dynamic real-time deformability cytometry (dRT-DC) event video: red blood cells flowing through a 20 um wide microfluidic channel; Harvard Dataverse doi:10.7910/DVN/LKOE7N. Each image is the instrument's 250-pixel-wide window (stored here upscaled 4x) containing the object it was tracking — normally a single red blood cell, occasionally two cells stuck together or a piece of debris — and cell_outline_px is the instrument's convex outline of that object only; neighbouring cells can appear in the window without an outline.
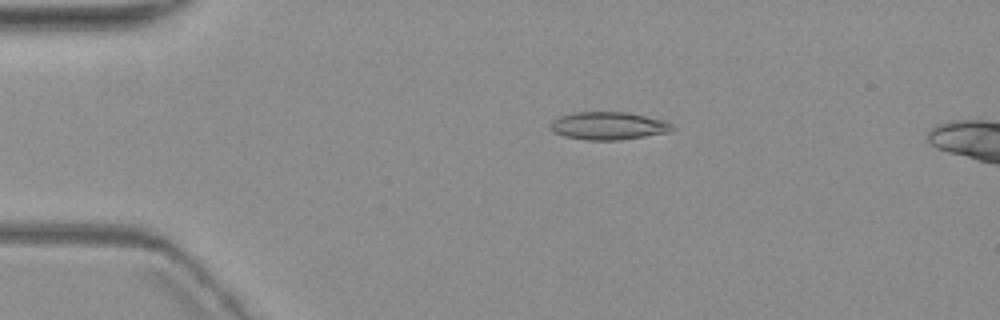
{"species": "common noctule bat (a hibernating species)", "species_latin": "Nyctalus noctula", "temperature_condition": "warm", "stored_images_in_passage": 7, "camera_frame_rate_fps": 3000, "um_per_image_px": 0.085, "animal": {"sex": "female", "body_mass_g": 19.3, "forearm_length_mm": 54.1}, "frame": {"image": 1, "passage_image": 3, "time_ms": 2.333, "image_size_px": [1000, 320], "cell_outline_px": [[676, 128], [668, 132], [620, 140], [584, 140], [564, 136], [552, 132], [552, 120], [560, 116], [572, 112], [628, 112], [664, 120], [672, 124]], "centroid_in_image_um": [51.71, 10.69], "position_along_channel_um": 33.3, "area_um2": 19.77}}
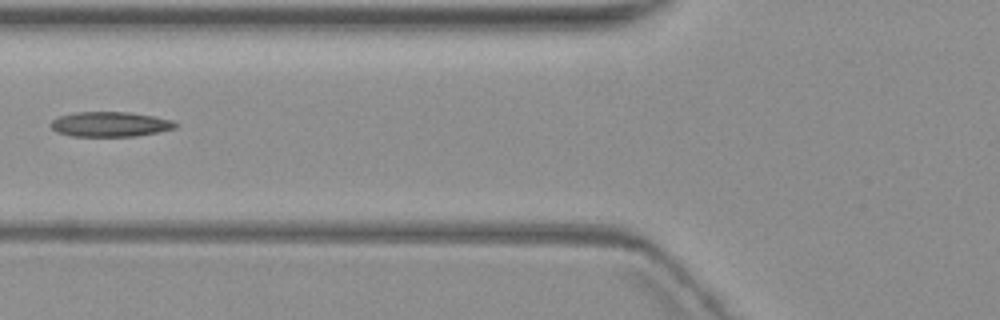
{"frame": {"image": 2, "passage_image": 6, "time_ms": 6.0, "image_size_px": [1000, 320], "cell_outline_px": [[180, 124], [176, 128], [136, 136], [72, 136], [56, 132], [48, 124], [56, 116], [76, 112], [128, 112], [152, 116], [172, 120]], "centroid_in_image_um": [9.32, 10.56], "position_along_channel_um": 116.5, "area_um2": 18.21}}
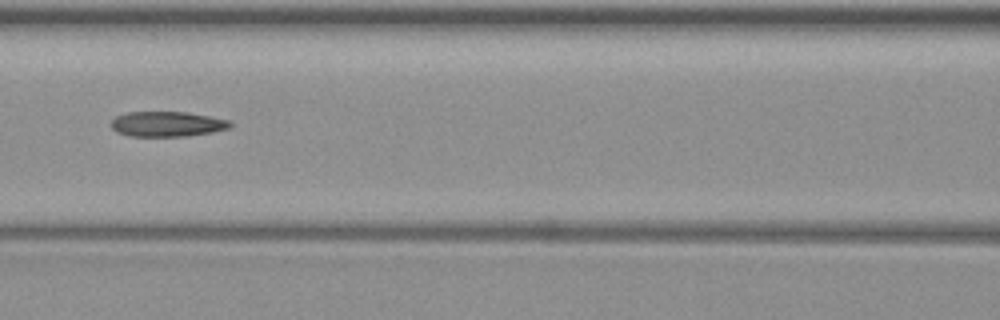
{"frame": {"image": 3, "passage_image": 7, "time_ms": 7.0, "image_size_px": [1000, 320], "cell_outline_px": [[232, 124], [228, 128], [212, 132], [184, 136], [132, 136], [116, 132], [112, 128], [112, 120], [116, 116], [128, 112], [188, 112], [228, 120]], "centroid_in_image_um": [14.18, 10.54], "position_along_channel_um": 152.4, "area_um2": 17.22}}